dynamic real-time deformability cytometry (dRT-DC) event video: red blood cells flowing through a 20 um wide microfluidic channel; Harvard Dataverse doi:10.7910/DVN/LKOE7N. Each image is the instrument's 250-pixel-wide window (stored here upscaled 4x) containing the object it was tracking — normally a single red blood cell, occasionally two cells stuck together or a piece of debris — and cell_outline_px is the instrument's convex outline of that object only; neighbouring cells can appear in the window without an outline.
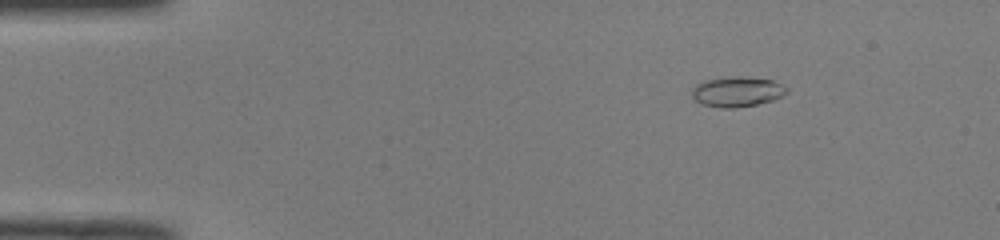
{"species": "common noctule bat (a hibernating species)", "species_latin": "Nyctalus noctula", "temperature_condition": "room temperature", "stored_images_in_passage": 46, "camera_frame_rate_fps": 3000, "um_per_image_px": 0.085, "animal": {"sex": "male", "body_mass_g": 19.0, "forearm_length_mm": 50.8}, "frame": {"image": 1, "passage_image": 3, "time_ms": 0.667, "image_size_px": [1000, 240], "cell_outline_px": [[788, 92], [784, 96], [772, 100], [756, 104], [736, 108], [720, 108], [704, 104], [696, 100], [692, 96], [692, 88], [696, 84], [704, 80], [732, 76], [740, 76], [772, 80], [788, 88]], "centroid_in_image_um": [62.66, 7.79], "position_along_channel_um": 22.3, "area_um2": 16.65}}
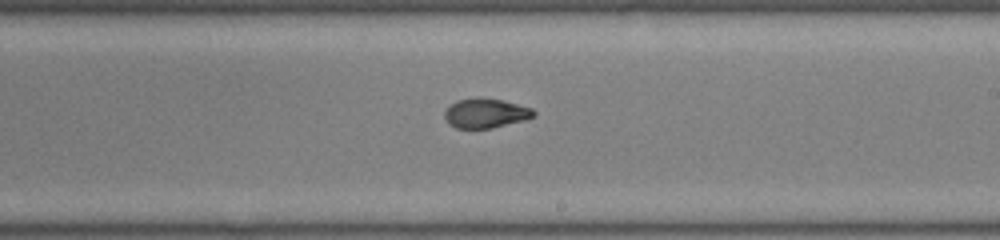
{"frame": {"image": 2, "passage_image": 26, "time_ms": 8.333, "image_size_px": [1000, 240], "cell_outline_px": [[536, 116], [524, 120], [492, 128], [456, 128], [448, 124], [444, 116], [444, 112], [456, 100], [504, 100], [532, 108], [536, 112]], "centroid_in_image_um": [41.31, 9.66], "position_along_channel_um": 247.7, "area_um2": 14.85}}
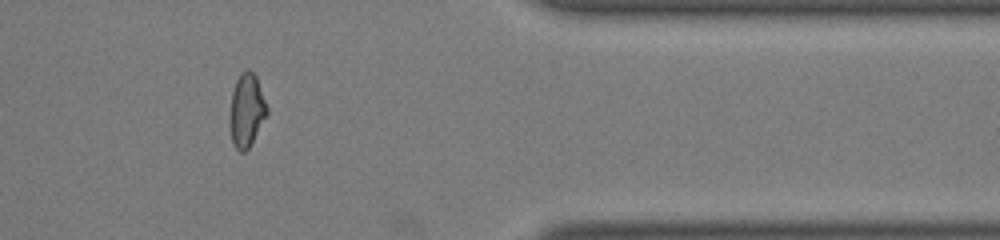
{"frame": {"image": 3, "passage_image": 38, "time_ms": 12.333, "image_size_px": [1000, 240], "cell_outline_px": [[268, 116], [248, 148], [244, 152], [240, 152], [232, 144], [232, 92], [236, 80], [240, 72], [248, 68], [256, 76], [268, 108]], "centroid_in_image_um": [21.01, 9.35], "position_along_channel_um": 390.4, "area_um2": 15.49}, "authors_computed_cell_mechanics": {"area_um2": 15.9239, "velocity_mm_per_s": 4.0431, "shape_relaxation_time_tau1_ms": 4.9543, "shape_relaxation_time_tau2_ms": 2.0749, "deformation_change_tau1": 0.1938, "deformation_change_tau2": 0.0469}}